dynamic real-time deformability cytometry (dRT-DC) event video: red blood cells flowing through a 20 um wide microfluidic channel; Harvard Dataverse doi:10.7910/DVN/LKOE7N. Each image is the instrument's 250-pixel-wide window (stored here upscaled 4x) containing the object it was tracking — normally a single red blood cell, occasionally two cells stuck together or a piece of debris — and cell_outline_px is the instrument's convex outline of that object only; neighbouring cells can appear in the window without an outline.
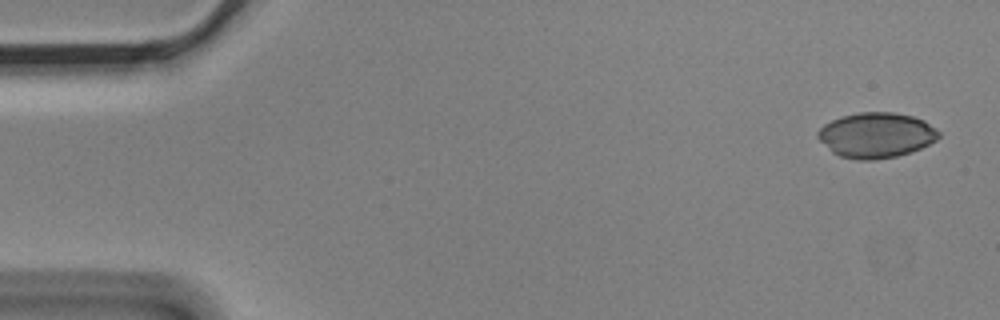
{"species": "Egyptian fruit bat (a non-hibernating species)", "species_latin": "Rousettus aegyptiacus", "temperature_condition": "cold", "stored_images_in_passage": 5, "camera_frame_rate_fps": 3000, "um_per_image_px": 0.085, "animal": {"sex": "male"}, "frame": {"image": 1, "passage_image": 1, "time_ms": 0.0, "image_size_px": [1000, 320], "cell_outline_px": [[940, 136], [936, 140], [920, 148], [896, 156], [872, 160], [856, 160], [840, 156], [832, 152], [816, 136], [816, 132], [824, 124], [840, 116], [860, 112], [892, 112], [912, 116], [924, 120], [940, 132]], "centroid_in_image_um": [74.45, 11.48], "position_along_channel_um": 10.5, "area_um2": 31.79}}